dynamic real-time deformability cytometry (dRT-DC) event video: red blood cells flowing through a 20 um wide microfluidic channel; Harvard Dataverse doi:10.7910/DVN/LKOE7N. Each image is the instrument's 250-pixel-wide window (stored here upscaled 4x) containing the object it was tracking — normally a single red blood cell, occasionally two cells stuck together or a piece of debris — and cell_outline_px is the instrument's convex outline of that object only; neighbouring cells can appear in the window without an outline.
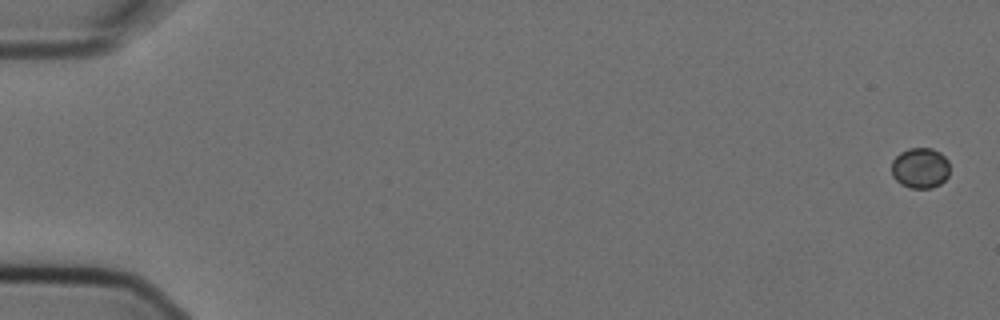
{"species": "Egyptian fruit bat (a non-hibernating species)", "species_latin": "Rousettus aegyptiacus", "temperature_condition": "cold", "stored_images_in_passage": 5, "camera_frame_rate_fps": 3000, "um_per_image_px": 0.085, "animal": {"sex": "female"}, "frame": {"image": 1, "passage_image": 1, "time_ms": 0.0, "image_size_px": [1000, 320], "cell_outline_px": [[948, 176], [940, 184], [932, 188], [908, 188], [900, 184], [892, 176], [892, 160], [900, 152], [908, 148], [932, 148], [940, 152], [948, 160]], "centroid_in_image_um": [78.2, 14.28], "position_along_channel_um": 6.8, "area_um2": 13.87}}